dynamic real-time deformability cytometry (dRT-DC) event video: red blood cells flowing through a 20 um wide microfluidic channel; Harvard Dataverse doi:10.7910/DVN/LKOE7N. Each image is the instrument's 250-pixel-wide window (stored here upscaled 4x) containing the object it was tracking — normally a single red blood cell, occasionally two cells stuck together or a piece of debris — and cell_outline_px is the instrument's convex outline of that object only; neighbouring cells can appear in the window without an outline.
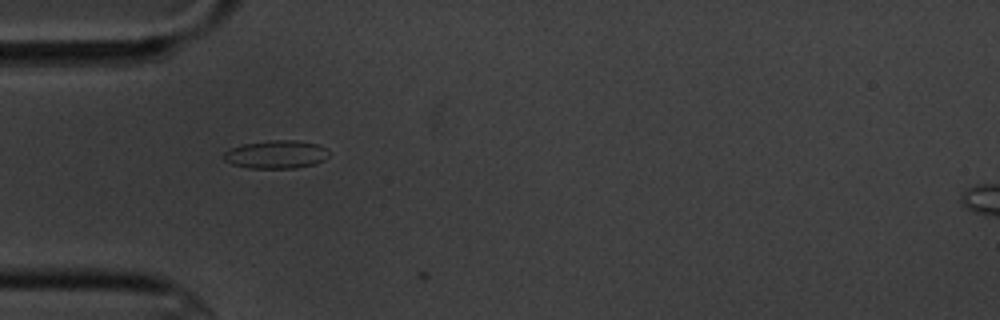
{"species": "common noctule bat (a hibernating species)", "species_latin": "Nyctalus noctula", "temperature_condition": "cold", "stored_images_in_passage": 5, "camera_frame_rate_fps": 3000, "um_per_image_px": 0.085, "animal": {"sex": "male", "body_mass_g": 20.1, "forearm_length_mm": 53.5}, "frame": {"image": 1, "passage_image": 5, "time_ms": 5.667, "image_size_px": [1000, 320], "cell_outline_px": [[328, 156], [324, 160], [316, 164], [296, 168], [248, 168], [232, 164], [224, 160], [224, 152], [232, 148], [244, 144], [268, 140], [296, 140], [316, 144], [324, 148], [328, 152]], "centroid_in_image_um": [23.47, 13.13], "position_along_channel_um": 61.5, "area_um2": 17.17}}